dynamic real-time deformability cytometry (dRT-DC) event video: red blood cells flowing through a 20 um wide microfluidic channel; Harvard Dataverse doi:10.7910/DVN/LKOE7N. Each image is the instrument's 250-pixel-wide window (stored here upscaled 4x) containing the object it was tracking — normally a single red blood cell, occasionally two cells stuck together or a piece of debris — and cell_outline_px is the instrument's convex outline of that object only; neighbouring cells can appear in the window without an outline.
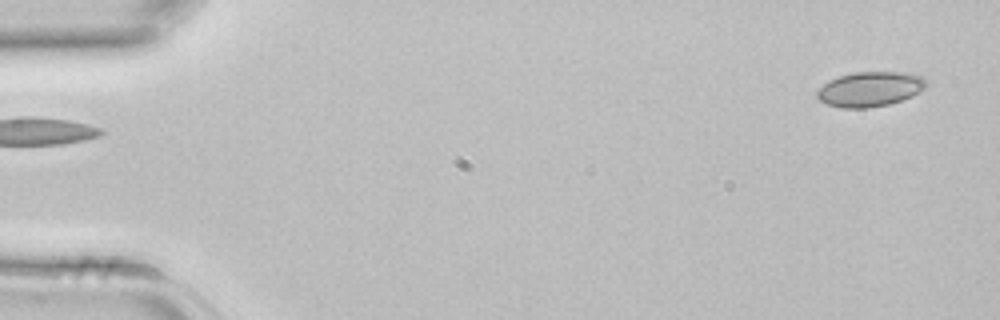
{"species": "common noctule bat (a hibernating species)", "species_latin": "Nyctalus noctula", "temperature_condition": "room temperature", "stored_images_in_passage": 4, "segment_of_instrument_passage": [2, 2], "camera_frame_rate_fps": 3000, "um_per_image_px": 0.085, "animal": {"sex": "female", "body_mass_g": 22.7, "forearm_length_mm": 54.2}, "frame": {"image": 1, "passage_image": 4, "time_ms": 1.0, "image_size_px": [1000, 320], "cell_outline_px": [[928, 84], [920, 92], [912, 96], [888, 104], [868, 108], [840, 108], [828, 104], [820, 100], [816, 96], [816, 92], [828, 80], [840, 76], [856, 72], [904, 72], [920, 76]], "centroid_in_image_um": [73.94, 7.58], "position_along_channel_um": 11.1, "area_um2": 22.02}}